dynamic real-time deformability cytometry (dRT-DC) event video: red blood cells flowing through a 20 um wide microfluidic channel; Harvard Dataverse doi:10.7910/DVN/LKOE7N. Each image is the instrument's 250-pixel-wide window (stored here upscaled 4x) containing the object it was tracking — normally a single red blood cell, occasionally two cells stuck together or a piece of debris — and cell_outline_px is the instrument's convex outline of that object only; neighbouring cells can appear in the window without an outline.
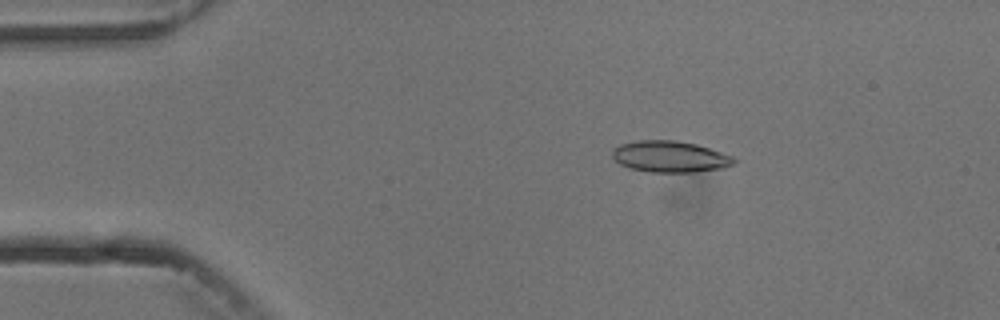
{"species": "common noctule bat (a hibernating species)", "species_latin": "Nyctalus noctula", "temperature_condition": "cold", "stored_images_in_passage": 6, "camera_frame_rate_fps": 3000, "um_per_image_px": 0.085, "animal": {"sex": "male", "body_mass_g": 13.3}, "frame": {"image": 1, "passage_image": 3, "time_ms": 2.333, "image_size_px": [1000, 320], "cell_outline_px": [[736, 160], [732, 164], [724, 168], [692, 172], [648, 172], [632, 168], [620, 164], [612, 156], [612, 148], [620, 144], [640, 140], [676, 140], [696, 144], [732, 156]], "centroid_in_image_um": [56.92, 13.31], "position_along_channel_um": 28.1, "area_um2": 22.08}}
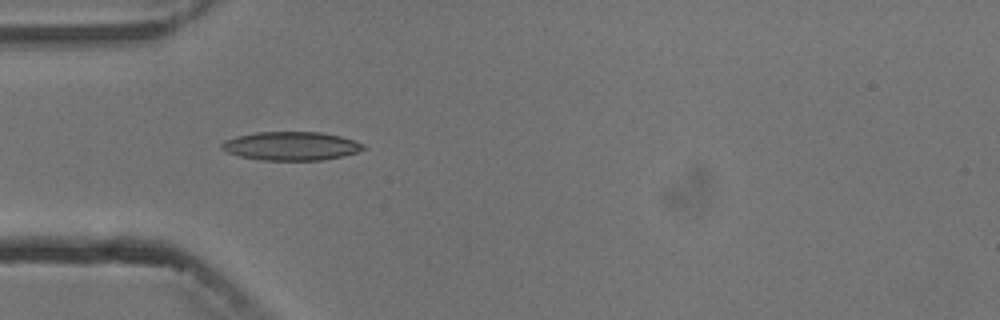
{"frame": {"image": 2, "passage_image": 5, "time_ms": 4.667, "image_size_px": [1000, 320], "cell_outline_px": [[368, 148], [344, 156], [324, 160], [260, 160], [240, 156], [228, 152], [220, 148], [220, 144], [224, 140], [236, 136], [256, 132], [320, 132], [340, 136], [364, 144]], "centroid_in_image_um": [24.74, 12.41], "position_along_channel_um": 60.3, "area_um2": 23.7}}
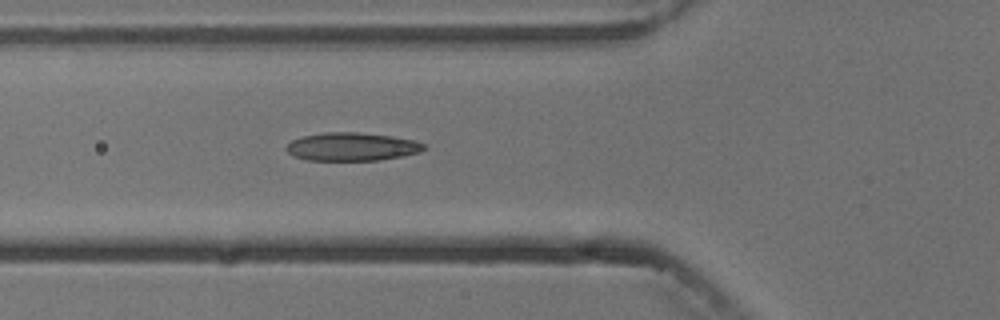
{"frame": {"image": 3, "passage_image": 6, "time_ms": 5.667, "image_size_px": [1000, 320], "cell_outline_px": [[424, 148], [420, 152], [404, 156], [380, 160], [308, 160], [292, 156], [284, 148], [292, 140], [304, 136], [324, 132], [360, 132], [392, 136], [412, 140], [424, 144]], "centroid_in_image_um": [29.89, 12.47], "position_along_channel_um": 95.9, "area_um2": 22.6}}